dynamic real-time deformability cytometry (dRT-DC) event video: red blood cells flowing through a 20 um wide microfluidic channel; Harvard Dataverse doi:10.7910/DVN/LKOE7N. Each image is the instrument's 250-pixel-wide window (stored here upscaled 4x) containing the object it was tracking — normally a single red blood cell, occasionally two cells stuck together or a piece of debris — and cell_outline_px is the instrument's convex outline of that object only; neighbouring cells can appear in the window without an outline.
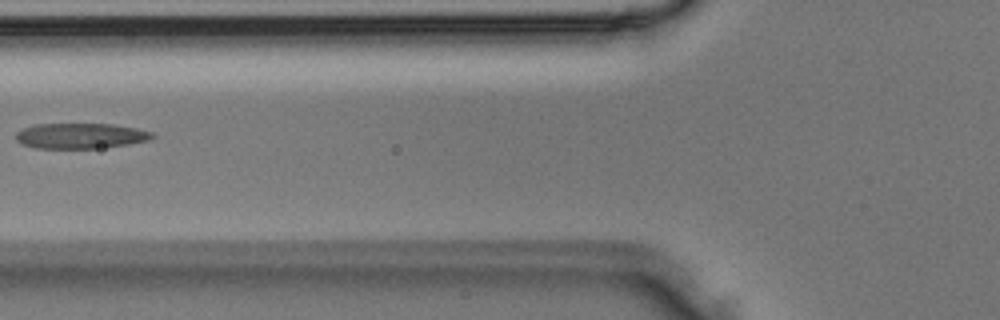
{"species": "Egyptian fruit bat (a non-hibernating species)", "species_latin": "Rousettus aegyptiacus", "temperature_condition": "room temperature", "stored_images_in_passage": 4, "camera_frame_rate_fps": 3000, "um_per_image_px": 0.085, "animal": {"sex": "male"}, "frame": {"image": 1, "passage_image": 4, "time_ms": 1.0, "image_size_px": [1000, 320], "cell_outline_px": [[156, 136], [148, 140], [128, 144], [100, 148], [36, 148], [20, 144], [16, 140], [16, 132], [24, 128], [36, 124], [112, 124], [136, 128], [152, 132]], "centroid_in_image_um": [6.83, 11.55], "position_along_channel_um": 119.0, "area_um2": 20.17}}